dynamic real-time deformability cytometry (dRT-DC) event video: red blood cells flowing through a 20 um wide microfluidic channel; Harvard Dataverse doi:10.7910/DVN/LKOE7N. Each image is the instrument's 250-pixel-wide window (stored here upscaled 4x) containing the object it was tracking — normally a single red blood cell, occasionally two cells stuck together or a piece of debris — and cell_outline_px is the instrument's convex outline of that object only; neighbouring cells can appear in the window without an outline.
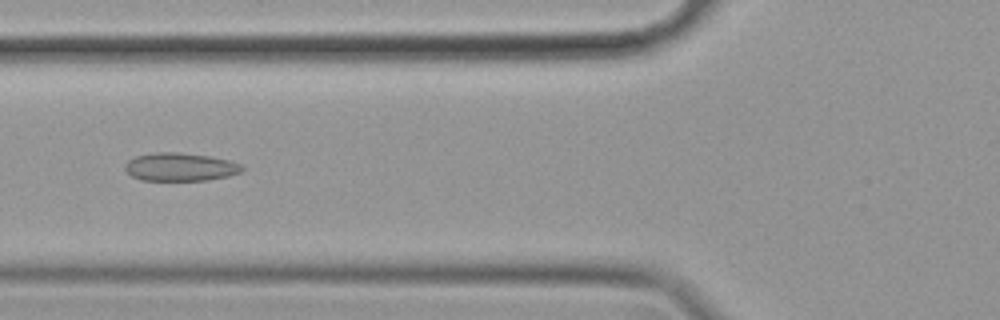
{"species": "common noctule bat (a hibernating species)", "species_latin": "Nyctalus noctula", "temperature_condition": "cold", "stored_images_in_passage": 52, "camera_frame_rate_fps": 3000, "um_per_image_px": 0.085, "animal": {"sex": "female", "body_mass_g": 19.9}, "frame": {"image": 1, "passage_image": 20, "time_ms": 6.333, "image_size_px": [1000, 320], "cell_outline_px": [[244, 168], [240, 172], [228, 176], [208, 180], [140, 180], [132, 176], [124, 168], [124, 164], [128, 160], [136, 156], [156, 152], [180, 152], [208, 156], [228, 160], [244, 164]], "centroid_in_image_um": [15.32, 14.19], "position_along_channel_um": 110.5, "area_um2": 19.25}}
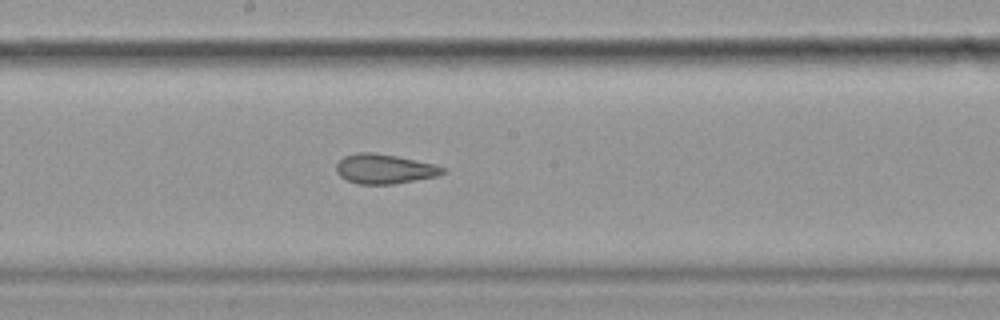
{"frame": {"image": 2, "passage_image": 29, "time_ms": 9.333, "image_size_px": [1000, 320], "cell_outline_px": [[444, 172], [436, 176], [392, 184], [356, 184], [340, 176], [336, 172], [336, 164], [344, 156], [356, 152], [372, 152], [396, 156], [436, 164], [444, 168]], "centroid_in_image_um": [32.64, 14.35], "position_along_channel_um": 215.6, "area_um2": 18.26}}
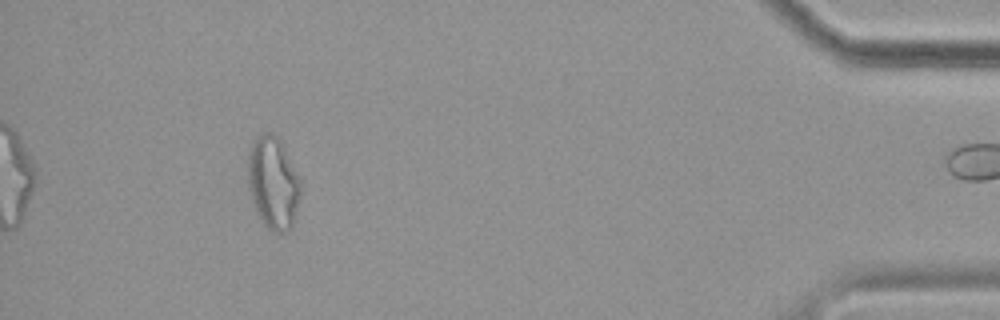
{"frame": {"image": 3, "passage_image": 51, "time_ms": 16.667, "image_size_px": [1000, 320], "cell_outline_px": [[300, 196], [292, 228], [288, 232], [272, 232], [264, 224], [256, 212], [252, 200], [248, 184], [248, 152], [256, 136], [264, 132], [272, 132], [280, 140], [300, 176]], "centroid_in_image_um": [23.22, 15.54], "position_along_channel_um": 412.0, "area_um2": 28.61}}